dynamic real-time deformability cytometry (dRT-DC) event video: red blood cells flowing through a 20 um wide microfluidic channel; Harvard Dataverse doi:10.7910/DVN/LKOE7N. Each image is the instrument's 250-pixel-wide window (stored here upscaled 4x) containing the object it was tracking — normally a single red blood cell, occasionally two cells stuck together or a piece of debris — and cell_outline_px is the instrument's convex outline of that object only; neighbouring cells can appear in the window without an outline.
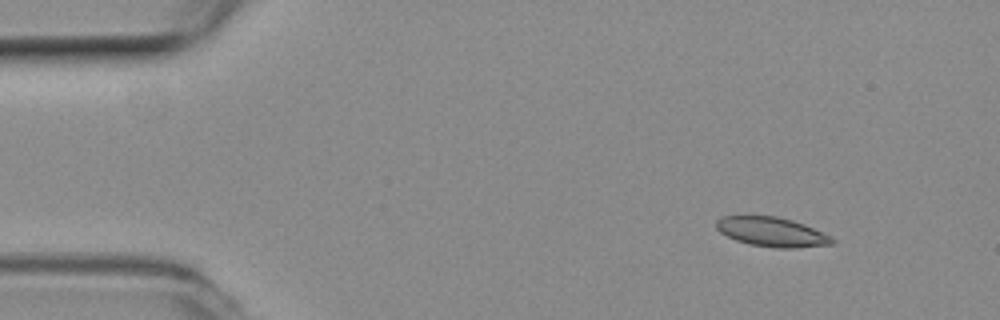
{"species": "common noctule bat (a hibernating species)", "species_latin": "Nyctalus noctula", "temperature_condition": "room temperature", "stored_images_in_passage": 8, "camera_frame_rate_fps": 3000, "um_per_image_px": 0.085, "animal": {"sex": "female", "body_mass_g": 19.3, "forearm_length_mm": 54.1}, "frame": {"image": 1, "passage_image": 1, "time_ms": 0.0, "image_size_px": [1000, 320], "cell_outline_px": [[836, 240], [832, 244], [796, 248], [776, 248], [748, 244], [736, 240], [720, 232], [716, 228], [716, 220], [724, 216], [776, 216], [792, 220], [804, 224], [832, 236]], "centroid_in_image_um": [65.62, 19.72], "position_along_channel_um": 19.4, "area_um2": 19.88}}
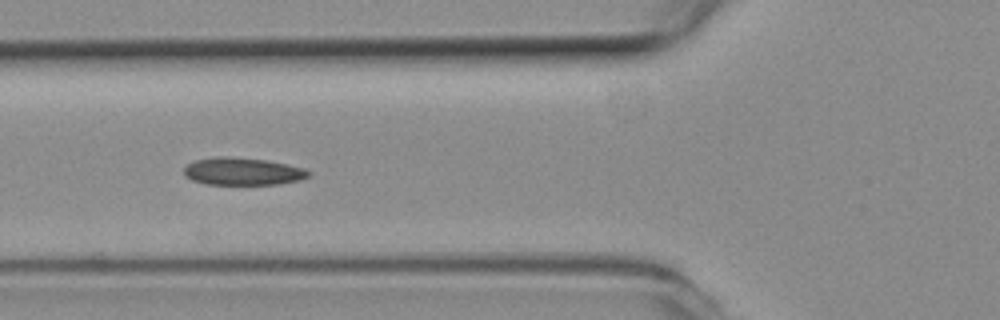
{"frame": {"image": 2, "passage_image": 5, "time_ms": 1.333, "image_size_px": [1000, 320], "cell_outline_px": [[312, 172], [308, 176], [300, 180], [280, 184], [208, 184], [192, 180], [184, 176], [184, 168], [188, 164], [196, 160], [216, 156], [224, 156], [268, 160], [288, 164], [304, 168]], "centroid_in_image_um": [20.64, 14.56], "position_along_channel_um": 105.2, "area_um2": 20.0}}
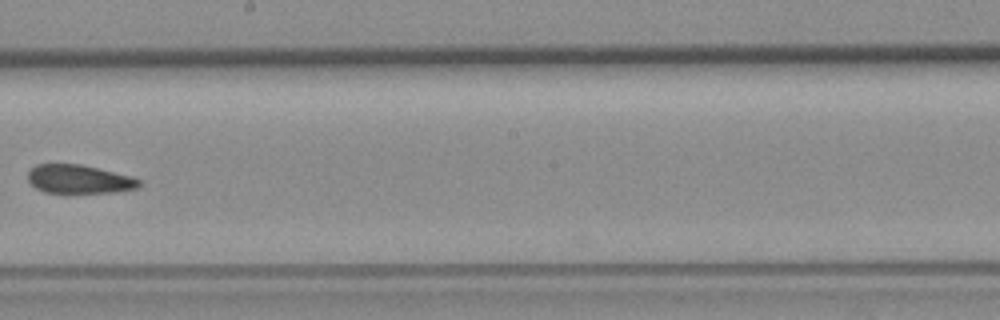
{"frame": {"image": 3, "passage_image": 8, "time_ms": 2.333, "image_size_px": [1000, 320], "cell_outline_px": [[140, 184], [136, 188], [116, 192], [44, 192], [36, 188], [28, 180], [28, 172], [36, 164], [80, 164], [132, 176], [140, 180]], "centroid_in_image_um": [6.71, 15.22], "position_along_channel_um": 241.5, "area_um2": 18.32}}